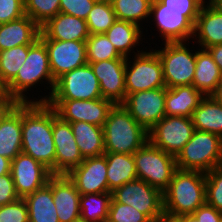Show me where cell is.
I'll return each mask as SVG.
<instances>
[{
    "mask_svg": "<svg viewBox=\"0 0 222 222\" xmlns=\"http://www.w3.org/2000/svg\"><path fill=\"white\" fill-rule=\"evenodd\" d=\"M12 160L0 156V176L10 173Z\"/></svg>",
    "mask_w": 222,
    "mask_h": 222,
    "instance_id": "47",
    "label": "cell"
},
{
    "mask_svg": "<svg viewBox=\"0 0 222 222\" xmlns=\"http://www.w3.org/2000/svg\"><path fill=\"white\" fill-rule=\"evenodd\" d=\"M205 96L193 85L166 87V116H183L191 118L193 111Z\"/></svg>",
    "mask_w": 222,
    "mask_h": 222,
    "instance_id": "25",
    "label": "cell"
},
{
    "mask_svg": "<svg viewBox=\"0 0 222 222\" xmlns=\"http://www.w3.org/2000/svg\"><path fill=\"white\" fill-rule=\"evenodd\" d=\"M133 61L126 58L125 88L126 94L166 87L163 78V66L158 54L153 50L133 51ZM132 63V65H131Z\"/></svg>",
    "mask_w": 222,
    "mask_h": 222,
    "instance_id": "8",
    "label": "cell"
},
{
    "mask_svg": "<svg viewBox=\"0 0 222 222\" xmlns=\"http://www.w3.org/2000/svg\"><path fill=\"white\" fill-rule=\"evenodd\" d=\"M52 196L59 222H71L80 217V193L68 175H52Z\"/></svg>",
    "mask_w": 222,
    "mask_h": 222,
    "instance_id": "22",
    "label": "cell"
},
{
    "mask_svg": "<svg viewBox=\"0 0 222 222\" xmlns=\"http://www.w3.org/2000/svg\"><path fill=\"white\" fill-rule=\"evenodd\" d=\"M98 0H60V12L78 18H87L92 7Z\"/></svg>",
    "mask_w": 222,
    "mask_h": 222,
    "instance_id": "41",
    "label": "cell"
},
{
    "mask_svg": "<svg viewBox=\"0 0 222 222\" xmlns=\"http://www.w3.org/2000/svg\"><path fill=\"white\" fill-rule=\"evenodd\" d=\"M49 85L46 88L50 89L49 94L40 96V99H29L28 91L40 83ZM42 82V83H41ZM56 81L53 78L48 52L45 44L38 38L32 45H29L28 56L24 64L18 70L17 75L7 84V101L27 103V102H47L54 90ZM26 92V94H25Z\"/></svg>",
    "mask_w": 222,
    "mask_h": 222,
    "instance_id": "2",
    "label": "cell"
},
{
    "mask_svg": "<svg viewBox=\"0 0 222 222\" xmlns=\"http://www.w3.org/2000/svg\"><path fill=\"white\" fill-rule=\"evenodd\" d=\"M105 153L134 154L148 141V131L122 104H114L103 126Z\"/></svg>",
    "mask_w": 222,
    "mask_h": 222,
    "instance_id": "4",
    "label": "cell"
},
{
    "mask_svg": "<svg viewBox=\"0 0 222 222\" xmlns=\"http://www.w3.org/2000/svg\"><path fill=\"white\" fill-rule=\"evenodd\" d=\"M0 95L7 100V83L4 81L0 71Z\"/></svg>",
    "mask_w": 222,
    "mask_h": 222,
    "instance_id": "50",
    "label": "cell"
},
{
    "mask_svg": "<svg viewBox=\"0 0 222 222\" xmlns=\"http://www.w3.org/2000/svg\"><path fill=\"white\" fill-rule=\"evenodd\" d=\"M206 174L177 168L163 192L164 213L180 217L193 214L206 203Z\"/></svg>",
    "mask_w": 222,
    "mask_h": 222,
    "instance_id": "3",
    "label": "cell"
},
{
    "mask_svg": "<svg viewBox=\"0 0 222 222\" xmlns=\"http://www.w3.org/2000/svg\"><path fill=\"white\" fill-rule=\"evenodd\" d=\"M176 166L179 169L204 173L222 166V138L195 129L191 139L177 154Z\"/></svg>",
    "mask_w": 222,
    "mask_h": 222,
    "instance_id": "5",
    "label": "cell"
},
{
    "mask_svg": "<svg viewBox=\"0 0 222 222\" xmlns=\"http://www.w3.org/2000/svg\"><path fill=\"white\" fill-rule=\"evenodd\" d=\"M213 58V61L218 65L222 74V44L213 45L206 49Z\"/></svg>",
    "mask_w": 222,
    "mask_h": 222,
    "instance_id": "46",
    "label": "cell"
},
{
    "mask_svg": "<svg viewBox=\"0 0 222 222\" xmlns=\"http://www.w3.org/2000/svg\"><path fill=\"white\" fill-rule=\"evenodd\" d=\"M100 83L102 98L114 104H122L126 99L125 65L126 59H111L88 62Z\"/></svg>",
    "mask_w": 222,
    "mask_h": 222,
    "instance_id": "20",
    "label": "cell"
},
{
    "mask_svg": "<svg viewBox=\"0 0 222 222\" xmlns=\"http://www.w3.org/2000/svg\"><path fill=\"white\" fill-rule=\"evenodd\" d=\"M40 27L28 16L0 24V51L19 45H32L40 35Z\"/></svg>",
    "mask_w": 222,
    "mask_h": 222,
    "instance_id": "24",
    "label": "cell"
},
{
    "mask_svg": "<svg viewBox=\"0 0 222 222\" xmlns=\"http://www.w3.org/2000/svg\"><path fill=\"white\" fill-rule=\"evenodd\" d=\"M111 192L80 195V216L87 222H107Z\"/></svg>",
    "mask_w": 222,
    "mask_h": 222,
    "instance_id": "32",
    "label": "cell"
},
{
    "mask_svg": "<svg viewBox=\"0 0 222 222\" xmlns=\"http://www.w3.org/2000/svg\"><path fill=\"white\" fill-rule=\"evenodd\" d=\"M166 87L130 93L122 105L147 131L166 116Z\"/></svg>",
    "mask_w": 222,
    "mask_h": 222,
    "instance_id": "14",
    "label": "cell"
},
{
    "mask_svg": "<svg viewBox=\"0 0 222 222\" xmlns=\"http://www.w3.org/2000/svg\"><path fill=\"white\" fill-rule=\"evenodd\" d=\"M191 119L196 130L210 132L222 138V105L213 97L205 96L193 111Z\"/></svg>",
    "mask_w": 222,
    "mask_h": 222,
    "instance_id": "31",
    "label": "cell"
},
{
    "mask_svg": "<svg viewBox=\"0 0 222 222\" xmlns=\"http://www.w3.org/2000/svg\"><path fill=\"white\" fill-rule=\"evenodd\" d=\"M206 203L222 213V166L206 172Z\"/></svg>",
    "mask_w": 222,
    "mask_h": 222,
    "instance_id": "38",
    "label": "cell"
},
{
    "mask_svg": "<svg viewBox=\"0 0 222 222\" xmlns=\"http://www.w3.org/2000/svg\"><path fill=\"white\" fill-rule=\"evenodd\" d=\"M0 222H29V214L24 198L0 206Z\"/></svg>",
    "mask_w": 222,
    "mask_h": 222,
    "instance_id": "40",
    "label": "cell"
},
{
    "mask_svg": "<svg viewBox=\"0 0 222 222\" xmlns=\"http://www.w3.org/2000/svg\"><path fill=\"white\" fill-rule=\"evenodd\" d=\"M142 29L143 28L135 23L117 19L105 34L116 50L123 57L127 58L129 55H132L130 54L132 53L131 51L134 50L136 46H140L141 41L145 39L142 38Z\"/></svg>",
    "mask_w": 222,
    "mask_h": 222,
    "instance_id": "29",
    "label": "cell"
},
{
    "mask_svg": "<svg viewBox=\"0 0 222 222\" xmlns=\"http://www.w3.org/2000/svg\"><path fill=\"white\" fill-rule=\"evenodd\" d=\"M10 173L20 198L42 188L53 175L45 165L23 152L12 160Z\"/></svg>",
    "mask_w": 222,
    "mask_h": 222,
    "instance_id": "17",
    "label": "cell"
},
{
    "mask_svg": "<svg viewBox=\"0 0 222 222\" xmlns=\"http://www.w3.org/2000/svg\"><path fill=\"white\" fill-rule=\"evenodd\" d=\"M29 222H59L57 209L52 196V176L42 188L25 198Z\"/></svg>",
    "mask_w": 222,
    "mask_h": 222,
    "instance_id": "26",
    "label": "cell"
},
{
    "mask_svg": "<svg viewBox=\"0 0 222 222\" xmlns=\"http://www.w3.org/2000/svg\"><path fill=\"white\" fill-rule=\"evenodd\" d=\"M40 40L47 49L49 65L55 81L64 73L88 63L86 41Z\"/></svg>",
    "mask_w": 222,
    "mask_h": 222,
    "instance_id": "16",
    "label": "cell"
},
{
    "mask_svg": "<svg viewBox=\"0 0 222 222\" xmlns=\"http://www.w3.org/2000/svg\"><path fill=\"white\" fill-rule=\"evenodd\" d=\"M47 103L53 107L57 115L66 122H87L103 127L114 103L99 98L93 100L49 99Z\"/></svg>",
    "mask_w": 222,
    "mask_h": 222,
    "instance_id": "13",
    "label": "cell"
},
{
    "mask_svg": "<svg viewBox=\"0 0 222 222\" xmlns=\"http://www.w3.org/2000/svg\"><path fill=\"white\" fill-rule=\"evenodd\" d=\"M19 198L11 173L0 176V206L12 203Z\"/></svg>",
    "mask_w": 222,
    "mask_h": 222,
    "instance_id": "43",
    "label": "cell"
},
{
    "mask_svg": "<svg viewBox=\"0 0 222 222\" xmlns=\"http://www.w3.org/2000/svg\"><path fill=\"white\" fill-rule=\"evenodd\" d=\"M24 15V0H0V24L19 19Z\"/></svg>",
    "mask_w": 222,
    "mask_h": 222,
    "instance_id": "42",
    "label": "cell"
},
{
    "mask_svg": "<svg viewBox=\"0 0 222 222\" xmlns=\"http://www.w3.org/2000/svg\"><path fill=\"white\" fill-rule=\"evenodd\" d=\"M25 14L39 27L60 12V0H24Z\"/></svg>",
    "mask_w": 222,
    "mask_h": 222,
    "instance_id": "37",
    "label": "cell"
},
{
    "mask_svg": "<svg viewBox=\"0 0 222 222\" xmlns=\"http://www.w3.org/2000/svg\"><path fill=\"white\" fill-rule=\"evenodd\" d=\"M87 62H99L111 59H126L109 41L105 33L90 34L86 40Z\"/></svg>",
    "mask_w": 222,
    "mask_h": 222,
    "instance_id": "35",
    "label": "cell"
},
{
    "mask_svg": "<svg viewBox=\"0 0 222 222\" xmlns=\"http://www.w3.org/2000/svg\"><path fill=\"white\" fill-rule=\"evenodd\" d=\"M52 133L55 144V174H68L84 160L71 124L63 121L52 107Z\"/></svg>",
    "mask_w": 222,
    "mask_h": 222,
    "instance_id": "15",
    "label": "cell"
},
{
    "mask_svg": "<svg viewBox=\"0 0 222 222\" xmlns=\"http://www.w3.org/2000/svg\"><path fill=\"white\" fill-rule=\"evenodd\" d=\"M192 215L199 222H222V213L207 203L200 206Z\"/></svg>",
    "mask_w": 222,
    "mask_h": 222,
    "instance_id": "45",
    "label": "cell"
},
{
    "mask_svg": "<svg viewBox=\"0 0 222 222\" xmlns=\"http://www.w3.org/2000/svg\"><path fill=\"white\" fill-rule=\"evenodd\" d=\"M116 20L110 0H98L86 18L89 34L105 33Z\"/></svg>",
    "mask_w": 222,
    "mask_h": 222,
    "instance_id": "34",
    "label": "cell"
},
{
    "mask_svg": "<svg viewBox=\"0 0 222 222\" xmlns=\"http://www.w3.org/2000/svg\"><path fill=\"white\" fill-rule=\"evenodd\" d=\"M111 193L115 202L133 207L152 222H157L164 215L163 193L144 180L135 179Z\"/></svg>",
    "mask_w": 222,
    "mask_h": 222,
    "instance_id": "9",
    "label": "cell"
},
{
    "mask_svg": "<svg viewBox=\"0 0 222 222\" xmlns=\"http://www.w3.org/2000/svg\"><path fill=\"white\" fill-rule=\"evenodd\" d=\"M107 160L108 192L138 179L133 154L104 153Z\"/></svg>",
    "mask_w": 222,
    "mask_h": 222,
    "instance_id": "30",
    "label": "cell"
},
{
    "mask_svg": "<svg viewBox=\"0 0 222 222\" xmlns=\"http://www.w3.org/2000/svg\"><path fill=\"white\" fill-rule=\"evenodd\" d=\"M198 15L199 11L163 10V4L159 0H153L151 4L150 18H153L151 21L155 22L164 43L189 41L193 37Z\"/></svg>",
    "mask_w": 222,
    "mask_h": 222,
    "instance_id": "10",
    "label": "cell"
},
{
    "mask_svg": "<svg viewBox=\"0 0 222 222\" xmlns=\"http://www.w3.org/2000/svg\"><path fill=\"white\" fill-rule=\"evenodd\" d=\"M68 177L80 195L108 192L106 155L87 157L73 168Z\"/></svg>",
    "mask_w": 222,
    "mask_h": 222,
    "instance_id": "19",
    "label": "cell"
},
{
    "mask_svg": "<svg viewBox=\"0 0 222 222\" xmlns=\"http://www.w3.org/2000/svg\"><path fill=\"white\" fill-rule=\"evenodd\" d=\"M219 104L222 105V79L216 87L215 92L211 95Z\"/></svg>",
    "mask_w": 222,
    "mask_h": 222,
    "instance_id": "49",
    "label": "cell"
},
{
    "mask_svg": "<svg viewBox=\"0 0 222 222\" xmlns=\"http://www.w3.org/2000/svg\"><path fill=\"white\" fill-rule=\"evenodd\" d=\"M107 222H152L145 214L138 212L131 206L117 203L113 199L110 203Z\"/></svg>",
    "mask_w": 222,
    "mask_h": 222,
    "instance_id": "39",
    "label": "cell"
},
{
    "mask_svg": "<svg viewBox=\"0 0 222 222\" xmlns=\"http://www.w3.org/2000/svg\"><path fill=\"white\" fill-rule=\"evenodd\" d=\"M22 152V103L7 101L0 108V156L13 160Z\"/></svg>",
    "mask_w": 222,
    "mask_h": 222,
    "instance_id": "18",
    "label": "cell"
},
{
    "mask_svg": "<svg viewBox=\"0 0 222 222\" xmlns=\"http://www.w3.org/2000/svg\"><path fill=\"white\" fill-rule=\"evenodd\" d=\"M153 0H110L118 20L129 21L141 27V22L150 18Z\"/></svg>",
    "mask_w": 222,
    "mask_h": 222,
    "instance_id": "33",
    "label": "cell"
},
{
    "mask_svg": "<svg viewBox=\"0 0 222 222\" xmlns=\"http://www.w3.org/2000/svg\"><path fill=\"white\" fill-rule=\"evenodd\" d=\"M22 152L55 174L52 107L47 102L22 103Z\"/></svg>",
    "mask_w": 222,
    "mask_h": 222,
    "instance_id": "1",
    "label": "cell"
},
{
    "mask_svg": "<svg viewBox=\"0 0 222 222\" xmlns=\"http://www.w3.org/2000/svg\"><path fill=\"white\" fill-rule=\"evenodd\" d=\"M70 124L83 158L100 156L105 153L103 127L82 121Z\"/></svg>",
    "mask_w": 222,
    "mask_h": 222,
    "instance_id": "28",
    "label": "cell"
},
{
    "mask_svg": "<svg viewBox=\"0 0 222 222\" xmlns=\"http://www.w3.org/2000/svg\"><path fill=\"white\" fill-rule=\"evenodd\" d=\"M207 3V4H206ZM193 40L201 49L222 44V14L207 1L202 5L194 24Z\"/></svg>",
    "mask_w": 222,
    "mask_h": 222,
    "instance_id": "23",
    "label": "cell"
},
{
    "mask_svg": "<svg viewBox=\"0 0 222 222\" xmlns=\"http://www.w3.org/2000/svg\"><path fill=\"white\" fill-rule=\"evenodd\" d=\"M208 1V0H207ZM208 3L219 13L222 14V0H209Z\"/></svg>",
    "mask_w": 222,
    "mask_h": 222,
    "instance_id": "51",
    "label": "cell"
},
{
    "mask_svg": "<svg viewBox=\"0 0 222 222\" xmlns=\"http://www.w3.org/2000/svg\"><path fill=\"white\" fill-rule=\"evenodd\" d=\"M222 79L218 65L205 49L196 50V67L192 85L204 96H211Z\"/></svg>",
    "mask_w": 222,
    "mask_h": 222,
    "instance_id": "27",
    "label": "cell"
},
{
    "mask_svg": "<svg viewBox=\"0 0 222 222\" xmlns=\"http://www.w3.org/2000/svg\"><path fill=\"white\" fill-rule=\"evenodd\" d=\"M194 130L191 118L165 116L148 131L149 142L176 157L191 139Z\"/></svg>",
    "mask_w": 222,
    "mask_h": 222,
    "instance_id": "12",
    "label": "cell"
},
{
    "mask_svg": "<svg viewBox=\"0 0 222 222\" xmlns=\"http://www.w3.org/2000/svg\"><path fill=\"white\" fill-rule=\"evenodd\" d=\"M157 222H183V216L176 217L164 213V215Z\"/></svg>",
    "mask_w": 222,
    "mask_h": 222,
    "instance_id": "48",
    "label": "cell"
},
{
    "mask_svg": "<svg viewBox=\"0 0 222 222\" xmlns=\"http://www.w3.org/2000/svg\"><path fill=\"white\" fill-rule=\"evenodd\" d=\"M71 222H87V221L80 216L77 219L72 220Z\"/></svg>",
    "mask_w": 222,
    "mask_h": 222,
    "instance_id": "54",
    "label": "cell"
},
{
    "mask_svg": "<svg viewBox=\"0 0 222 222\" xmlns=\"http://www.w3.org/2000/svg\"><path fill=\"white\" fill-rule=\"evenodd\" d=\"M133 157L138 179L163 193L177 169L176 157L153 146L149 141L138 149Z\"/></svg>",
    "mask_w": 222,
    "mask_h": 222,
    "instance_id": "6",
    "label": "cell"
},
{
    "mask_svg": "<svg viewBox=\"0 0 222 222\" xmlns=\"http://www.w3.org/2000/svg\"><path fill=\"white\" fill-rule=\"evenodd\" d=\"M39 39L86 41L89 31L85 19L59 12L40 27Z\"/></svg>",
    "mask_w": 222,
    "mask_h": 222,
    "instance_id": "21",
    "label": "cell"
},
{
    "mask_svg": "<svg viewBox=\"0 0 222 222\" xmlns=\"http://www.w3.org/2000/svg\"><path fill=\"white\" fill-rule=\"evenodd\" d=\"M7 102V100L2 96L0 95V108Z\"/></svg>",
    "mask_w": 222,
    "mask_h": 222,
    "instance_id": "53",
    "label": "cell"
},
{
    "mask_svg": "<svg viewBox=\"0 0 222 222\" xmlns=\"http://www.w3.org/2000/svg\"><path fill=\"white\" fill-rule=\"evenodd\" d=\"M29 45H19L0 51V71L8 84L18 73L28 56Z\"/></svg>",
    "mask_w": 222,
    "mask_h": 222,
    "instance_id": "36",
    "label": "cell"
},
{
    "mask_svg": "<svg viewBox=\"0 0 222 222\" xmlns=\"http://www.w3.org/2000/svg\"><path fill=\"white\" fill-rule=\"evenodd\" d=\"M183 222H199L196 220V218L190 214V215H183Z\"/></svg>",
    "mask_w": 222,
    "mask_h": 222,
    "instance_id": "52",
    "label": "cell"
},
{
    "mask_svg": "<svg viewBox=\"0 0 222 222\" xmlns=\"http://www.w3.org/2000/svg\"><path fill=\"white\" fill-rule=\"evenodd\" d=\"M163 10L200 11L205 0H159Z\"/></svg>",
    "mask_w": 222,
    "mask_h": 222,
    "instance_id": "44",
    "label": "cell"
},
{
    "mask_svg": "<svg viewBox=\"0 0 222 222\" xmlns=\"http://www.w3.org/2000/svg\"><path fill=\"white\" fill-rule=\"evenodd\" d=\"M162 43L164 47L160 46V49L153 50L162 62L166 87L192 85L196 67V50H194L195 53L192 52L193 50L186 45V41Z\"/></svg>",
    "mask_w": 222,
    "mask_h": 222,
    "instance_id": "7",
    "label": "cell"
},
{
    "mask_svg": "<svg viewBox=\"0 0 222 222\" xmlns=\"http://www.w3.org/2000/svg\"><path fill=\"white\" fill-rule=\"evenodd\" d=\"M102 98L100 83L89 63L64 73L50 99L93 100Z\"/></svg>",
    "mask_w": 222,
    "mask_h": 222,
    "instance_id": "11",
    "label": "cell"
}]
</instances>
